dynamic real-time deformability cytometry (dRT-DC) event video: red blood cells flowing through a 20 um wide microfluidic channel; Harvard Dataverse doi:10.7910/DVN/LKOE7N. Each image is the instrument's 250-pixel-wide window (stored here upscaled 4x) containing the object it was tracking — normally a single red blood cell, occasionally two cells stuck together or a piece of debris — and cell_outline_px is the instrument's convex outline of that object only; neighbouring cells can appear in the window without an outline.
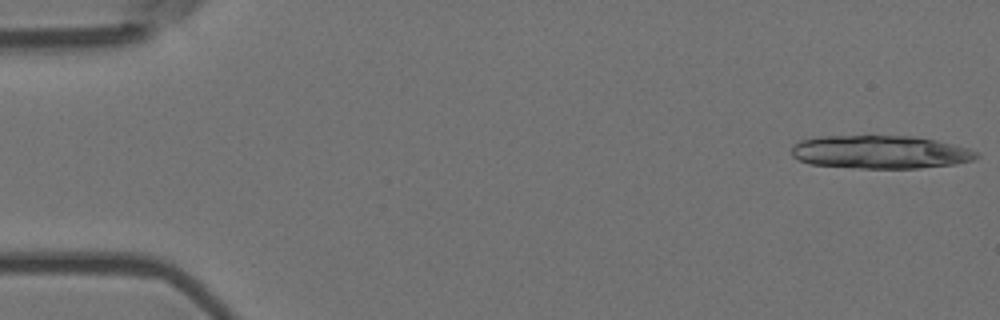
{"species": "Egyptian fruit bat (a non-hibernating species)", "species_latin": "Rousettus aegyptiacus", "temperature_condition": "room temperature", "stored_images_in_passage": 14, "camera_frame_rate_fps": 3000, "um_per_image_px": 0.085, "animal": {"sex": "female"}, "frame": {"image": 1, "passage_image": 1, "time_ms": 0.0, "image_size_px": [1000, 320], "cell_outline_px": [[980, 156], [972, 160], [956, 164], [920, 168], [860, 168], [812, 164], [800, 160], [792, 156], [792, 148], [800, 140], [820, 136], [912, 136], [936, 140], [968, 148], [976, 152]], "centroid_in_image_um": [74.84, 12.92], "position_along_channel_um": 10.2, "area_um2": 35.6}}